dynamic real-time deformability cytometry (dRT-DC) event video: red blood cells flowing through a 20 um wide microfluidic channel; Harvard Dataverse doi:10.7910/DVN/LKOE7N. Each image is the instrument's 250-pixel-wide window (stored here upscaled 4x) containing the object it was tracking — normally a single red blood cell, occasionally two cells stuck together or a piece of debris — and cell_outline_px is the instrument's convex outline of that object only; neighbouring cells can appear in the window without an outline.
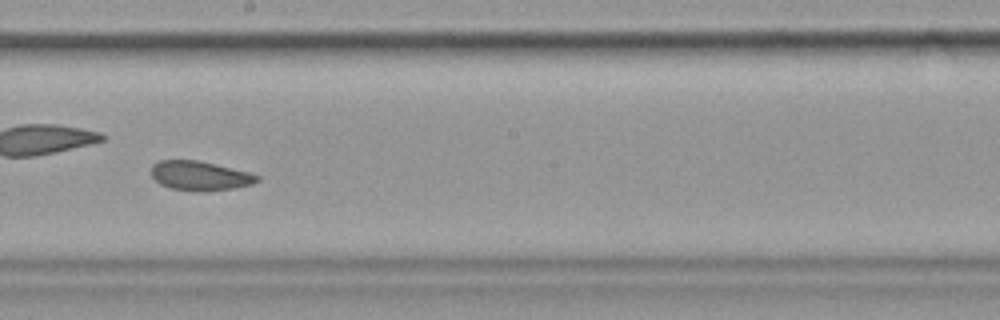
{"species": "common noctule bat (a hibernating species)", "species_latin": "Nyctalus noctula", "temperature_condition": "cold", "stored_images_in_passage": 58, "camera_frame_rate_fps": 3000, "um_per_image_px": 0.085, "animal": {"sex": "female", "body_mass_g": 19.9}, "frame": {"image": 1, "passage_image": 34, "time_ms": 11.0, "image_size_px": [1000, 320], "cell_outline_px": [[260, 180], [252, 184], [232, 188], [200, 192], [196, 192], [168, 188], [160, 184], [152, 176], [152, 164], [160, 160], [196, 160], [252, 172], [260, 176]], "centroid_in_image_um": [17.01, 14.94], "position_along_channel_um": 231.2, "area_um2": 18.26}, "authors_computed_cell_mechanics": {"area_um2": 19.652, "velocity_mm_per_s": 3.5353, "shape_relaxation_time_tau1_ms": null, "shape_relaxation_time_tau2_ms": 6.3305, "deformation_change_tau1": null, "deformation_change_tau2": 0.0772}}